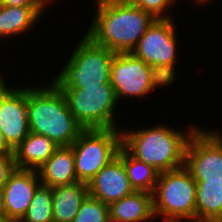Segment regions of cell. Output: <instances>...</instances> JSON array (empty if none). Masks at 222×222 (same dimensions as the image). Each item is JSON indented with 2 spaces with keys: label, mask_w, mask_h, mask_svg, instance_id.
Instances as JSON below:
<instances>
[{
  "label": "cell",
  "mask_w": 222,
  "mask_h": 222,
  "mask_svg": "<svg viewBox=\"0 0 222 222\" xmlns=\"http://www.w3.org/2000/svg\"><path fill=\"white\" fill-rule=\"evenodd\" d=\"M95 14L85 35L115 53H130L155 18L131 0H95Z\"/></svg>",
  "instance_id": "1"
},
{
  "label": "cell",
  "mask_w": 222,
  "mask_h": 222,
  "mask_svg": "<svg viewBox=\"0 0 222 222\" xmlns=\"http://www.w3.org/2000/svg\"><path fill=\"white\" fill-rule=\"evenodd\" d=\"M193 125H189L186 132L164 123L149 128L140 127L139 130L122 128V146L133 157L154 167L159 173L175 170L185 164L189 139L199 128Z\"/></svg>",
  "instance_id": "2"
},
{
  "label": "cell",
  "mask_w": 222,
  "mask_h": 222,
  "mask_svg": "<svg viewBox=\"0 0 222 222\" xmlns=\"http://www.w3.org/2000/svg\"><path fill=\"white\" fill-rule=\"evenodd\" d=\"M30 87L26 106L29 131L48 137L57 146H71L84 129L69 110L63 92L52 81Z\"/></svg>",
  "instance_id": "3"
},
{
  "label": "cell",
  "mask_w": 222,
  "mask_h": 222,
  "mask_svg": "<svg viewBox=\"0 0 222 222\" xmlns=\"http://www.w3.org/2000/svg\"><path fill=\"white\" fill-rule=\"evenodd\" d=\"M115 52L95 44L87 35L78 41L70 58L51 81L59 89H86L110 83Z\"/></svg>",
  "instance_id": "4"
},
{
  "label": "cell",
  "mask_w": 222,
  "mask_h": 222,
  "mask_svg": "<svg viewBox=\"0 0 222 222\" xmlns=\"http://www.w3.org/2000/svg\"><path fill=\"white\" fill-rule=\"evenodd\" d=\"M154 217L163 222H195L196 182L181 168L159 173L152 193Z\"/></svg>",
  "instance_id": "5"
},
{
  "label": "cell",
  "mask_w": 222,
  "mask_h": 222,
  "mask_svg": "<svg viewBox=\"0 0 222 222\" xmlns=\"http://www.w3.org/2000/svg\"><path fill=\"white\" fill-rule=\"evenodd\" d=\"M69 110L83 129H119L115 108L119 106L111 83L86 89H60ZM116 122V123H115Z\"/></svg>",
  "instance_id": "6"
},
{
  "label": "cell",
  "mask_w": 222,
  "mask_h": 222,
  "mask_svg": "<svg viewBox=\"0 0 222 222\" xmlns=\"http://www.w3.org/2000/svg\"><path fill=\"white\" fill-rule=\"evenodd\" d=\"M122 146L120 129H84L71 145L78 182L88 184Z\"/></svg>",
  "instance_id": "7"
},
{
  "label": "cell",
  "mask_w": 222,
  "mask_h": 222,
  "mask_svg": "<svg viewBox=\"0 0 222 222\" xmlns=\"http://www.w3.org/2000/svg\"><path fill=\"white\" fill-rule=\"evenodd\" d=\"M173 20V21H172ZM174 19H155L139 39L132 54L159 73L170 85L176 80L177 32Z\"/></svg>",
  "instance_id": "8"
},
{
  "label": "cell",
  "mask_w": 222,
  "mask_h": 222,
  "mask_svg": "<svg viewBox=\"0 0 222 222\" xmlns=\"http://www.w3.org/2000/svg\"><path fill=\"white\" fill-rule=\"evenodd\" d=\"M110 83L117 100L129 97L145 98L157 87L170 84L151 66L130 53H115L110 69ZM149 93V94H148Z\"/></svg>",
  "instance_id": "9"
},
{
  "label": "cell",
  "mask_w": 222,
  "mask_h": 222,
  "mask_svg": "<svg viewBox=\"0 0 222 222\" xmlns=\"http://www.w3.org/2000/svg\"><path fill=\"white\" fill-rule=\"evenodd\" d=\"M184 167L195 181L222 183V134L200 127L190 137Z\"/></svg>",
  "instance_id": "10"
},
{
  "label": "cell",
  "mask_w": 222,
  "mask_h": 222,
  "mask_svg": "<svg viewBox=\"0 0 222 222\" xmlns=\"http://www.w3.org/2000/svg\"><path fill=\"white\" fill-rule=\"evenodd\" d=\"M7 86L0 91V131L15 150L30 132L26 116L27 86Z\"/></svg>",
  "instance_id": "11"
},
{
  "label": "cell",
  "mask_w": 222,
  "mask_h": 222,
  "mask_svg": "<svg viewBox=\"0 0 222 222\" xmlns=\"http://www.w3.org/2000/svg\"><path fill=\"white\" fill-rule=\"evenodd\" d=\"M38 171L16 168L3 186V222H20L41 185Z\"/></svg>",
  "instance_id": "12"
},
{
  "label": "cell",
  "mask_w": 222,
  "mask_h": 222,
  "mask_svg": "<svg viewBox=\"0 0 222 222\" xmlns=\"http://www.w3.org/2000/svg\"><path fill=\"white\" fill-rule=\"evenodd\" d=\"M89 195L110 205L134 192L122 160L116 156L88 183Z\"/></svg>",
  "instance_id": "13"
},
{
  "label": "cell",
  "mask_w": 222,
  "mask_h": 222,
  "mask_svg": "<svg viewBox=\"0 0 222 222\" xmlns=\"http://www.w3.org/2000/svg\"><path fill=\"white\" fill-rule=\"evenodd\" d=\"M40 181L51 188L78 182L71 146H59L38 170Z\"/></svg>",
  "instance_id": "14"
},
{
  "label": "cell",
  "mask_w": 222,
  "mask_h": 222,
  "mask_svg": "<svg viewBox=\"0 0 222 222\" xmlns=\"http://www.w3.org/2000/svg\"><path fill=\"white\" fill-rule=\"evenodd\" d=\"M108 208L110 222H149L155 218L152 193L134 191Z\"/></svg>",
  "instance_id": "15"
},
{
  "label": "cell",
  "mask_w": 222,
  "mask_h": 222,
  "mask_svg": "<svg viewBox=\"0 0 222 222\" xmlns=\"http://www.w3.org/2000/svg\"><path fill=\"white\" fill-rule=\"evenodd\" d=\"M58 147L48 137L29 132L14 150L16 167L38 171Z\"/></svg>",
  "instance_id": "16"
},
{
  "label": "cell",
  "mask_w": 222,
  "mask_h": 222,
  "mask_svg": "<svg viewBox=\"0 0 222 222\" xmlns=\"http://www.w3.org/2000/svg\"><path fill=\"white\" fill-rule=\"evenodd\" d=\"M53 222H72L89 194L88 184L76 182L51 188Z\"/></svg>",
  "instance_id": "17"
},
{
  "label": "cell",
  "mask_w": 222,
  "mask_h": 222,
  "mask_svg": "<svg viewBox=\"0 0 222 222\" xmlns=\"http://www.w3.org/2000/svg\"><path fill=\"white\" fill-rule=\"evenodd\" d=\"M46 6L9 7L0 9V38L16 37L30 32L42 17ZM41 16V17H40ZM29 29V30H28Z\"/></svg>",
  "instance_id": "18"
},
{
  "label": "cell",
  "mask_w": 222,
  "mask_h": 222,
  "mask_svg": "<svg viewBox=\"0 0 222 222\" xmlns=\"http://www.w3.org/2000/svg\"><path fill=\"white\" fill-rule=\"evenodd\" d=\"M195 182V222H222V183Z\"/></svg>",
  "instance_id": "19"
},
{
  "label": "cell",
  "mask_w": 222,
  "mask_h": 222,
  "mask_svg": "<svg viewBox=\"0 0 222 222\" xmlns=\"http://www.w3.org/2000/svg\"><path fill=\"white\" fill-rule=\"evenodd\" d=\"M117 156L123 162L134 191L153 193L159 172L154 167L133 157L123 146L118 150Z\"/></svg>",
  "instance_id": "20"
},
{
  "label": "cell",
  "mask_w": 222,
  "mask_h": 222,
  "mask_svg": "<svg viewBox=\"0 0 222 222\" xmlns=\"http://www.w3.org/2000/svg\"><path fill=\"white\" fill-rule=\"evenodd\" d=\"M20 222H53L51 187L41 184Z\"/></svg>",
  "instance_id": "21"
},
{
  "label": "cell",
  "mask_w": 222,
  "mask_h": 222,
  "mask_svg": "<svg viewBox=\"0 0 222 222\" xmlns=\"http://www.w3.org/2000/svg\"><path fill=\"white\" fill-rule=\"evenodd\" d=\"M72 222H110L108 205L88 194Z\"/></svg>",
  "instance_id": "22"
},
{
  "label": "cell",
  "mask_w": 222,
  "mask_h": 222,
  "mask_svg": "<svg viewBox=\"0 0 222 222\" xmlns=\"http://www.w3.org/2000/svg\"><path fill=\"white\" fill-rule=\"evenodd\" d=\"M138 8L150 13L155 19L173 18L169 8L177 3V0H131ZM179 2V0H178ZM168 12V13H167Z\"/></svg>",
  "instance_id": "23"
},
{
  "label": "cell",
  "mask_w": 222,
  "mask_h": 222,
  "mask_svg": "<svg viewBox=\"0 0 222 222\" xmlns=\"http://www.w3.org/2000/svg\"><path fill=\"white\" fill-rule=\"evenodd\" d=\"M16 168L13 155H4L0 153V187L3 188Z\"/></svg>",
  "instance_id": "24"
},
{
  "label": "cell",
  "mask_w": 222,
  "mask_h": 222,
  "mask_svg": "<svg viewBox=\"0 0 222 222\" xmlns=\"http://www.w3.org/2000/svg\"><path fill=\"white\" fill-rule=\"evenodd\" d=\"M3 6L25 7V6H48L54 0H2Z\"/></svg>",
  "instance_id": "25"
},
{
  "label": "cell",
  "mask_w": 222,
  "mask_h": 222,
  "mask_svg": "<svg viewBox=\"0 0 222 222\" xmlns=\"http://www.w3.org/2000/svg\"><path fill=\"white\" fill-rule=\"evenodd\" d=\"M0 153L4 155H14V150L8 145L1 131H0Z\"/></svg>",
  "instance_id": "26"
},
{
  "label": "cell",
  "mask_w": 222,
  "mask_h": 222,
  "mask_svg": "<svg viewBox=\"0 0 222 222\" xmlns=\"http://www.w3.org/2000/svg\"><path fill=\"white\" fill-rule=\"evenodd\" d=\"M3 210H4V201H3V189L0 187V221L3 222Z\"/></svg>",
  "instance_id": "27"
},
{
  "label": "cell",
  "mask_w": 222,
  "mask_h": 222,
  "mask_svg": "<svg viewBox=\"0 0 222 222\" xmlns=\"http://www.w3.org/2000/svg\"><path fill=\"white\" fill-rule=\"evenodd\" d=\"M1 73L2 72L0 71V91L7 85L6 82L4 81V79L6 78Z\"/></svg>",
  "instance_id": "28"
},
{
  "label": "cell",
  "mask_w": 222,
  "mask_h": 222,
  "mask_svg": "<svg viewBox=\"0 0 222 222\" xmlns=\"http://www.w3.org/2000/svg\"><path fill=\"white\" fill-rule=\"evenodd\" d=\"M191 1H195V4L197 3V6H198V4H199V6H203V5H205V3L206 4H209V2H211L212 0H190V2ZM204 3V4H203ZM201 4V5H200Z\"/></svg>",
  "instance_id": "29"
},
{
  "label": "cell",
  "mask_w": 222,
  "mask_h": 222,
  "mask_svg": "<svg viewBox=\"0 0 222 222\" xmlns=\"http://www.w3.org/2000/svg\"><path fill=\"white\" fill-rule=\"evenodd\" d=\"M2 6H3V1L0 0V9L2 8Z\"/></svg>",
  "instance_id": "30"
}]
</instances>
